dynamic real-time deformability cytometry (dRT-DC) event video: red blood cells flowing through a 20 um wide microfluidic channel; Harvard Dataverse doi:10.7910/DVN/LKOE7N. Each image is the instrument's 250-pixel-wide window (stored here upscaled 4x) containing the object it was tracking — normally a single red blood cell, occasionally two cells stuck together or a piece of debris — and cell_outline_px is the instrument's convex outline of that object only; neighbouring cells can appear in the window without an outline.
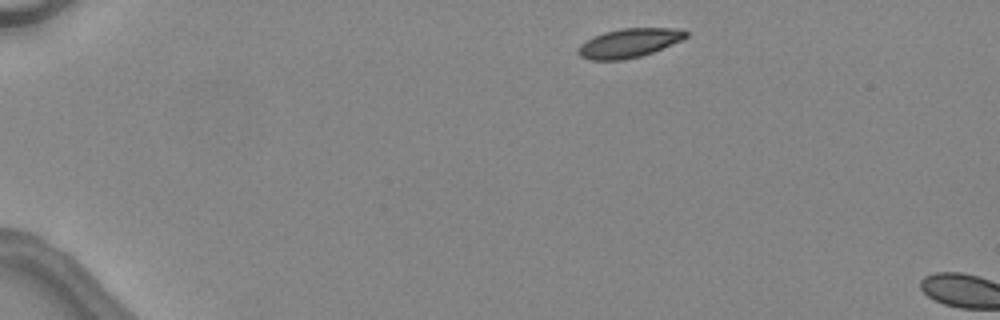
{"species": "common noctule bat (a hibernating species)", "species_latin": "Nyctalus noctula", "temperature_condition": "warm", "stored_images_in_passage": 2, "camera_frame_rate_fps": 3000, "um_per_image_px": 0.085, "animal": {"sex": "female", "body_mass_g": 24.6, "forearm_length_mm": 56.2}, "frame": {"image": 1, "passage_image": 1, "time_ms": 0.0, "image_size_px": [1000, 320], "cell_outline_px": [[688, 36], [680, 40], [652, 52], [640, 56], [624, 60], [588, 60], [580, 56], [576, 52], [580, 44], [604, 32], [620, 28], [672, 28], [688, 32]], "centroid_in_image_um": [53.42, 3.66], "position_along_channel_um": 31.6, "area_um2": 17.98}}